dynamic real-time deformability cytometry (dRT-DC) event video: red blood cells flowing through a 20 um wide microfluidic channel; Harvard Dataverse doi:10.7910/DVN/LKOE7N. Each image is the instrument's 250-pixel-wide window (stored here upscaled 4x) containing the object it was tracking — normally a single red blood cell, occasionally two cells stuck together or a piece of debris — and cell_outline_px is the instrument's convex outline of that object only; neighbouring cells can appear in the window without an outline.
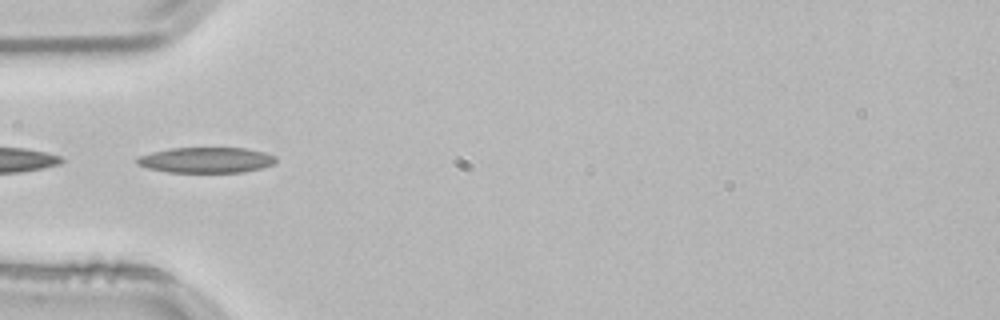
{"species": "common noctule bat (a hibernating species)", "species_latin": "Nyctalus noctula", "temperature_condition": "room temperature", "stored_images_in_passage": 16, "camera_frame_rate_fps": 3000, "um_per_image_px": 0.085, "animal": {"sex": "male", "body_mass_g": 21.5, "forearm_length_mm": 52.0}, "frame": {"image": 1, "passage_image": 3, "time_ms": 0.667, "image_size_px": [1000, 320], "cell_outline_px": [[276, 160], [272, 164], [260, 168], [244, 172], [168, 172], [148, 168], [136, 164], [136, 156], [152, 152], [172, 148], [244, 148], [264, 152], [276, 156]], "centroid_in_image_um": [17.49, 13.6], "position_along_channel_um": 67.5, "area_um2": 20.63}}